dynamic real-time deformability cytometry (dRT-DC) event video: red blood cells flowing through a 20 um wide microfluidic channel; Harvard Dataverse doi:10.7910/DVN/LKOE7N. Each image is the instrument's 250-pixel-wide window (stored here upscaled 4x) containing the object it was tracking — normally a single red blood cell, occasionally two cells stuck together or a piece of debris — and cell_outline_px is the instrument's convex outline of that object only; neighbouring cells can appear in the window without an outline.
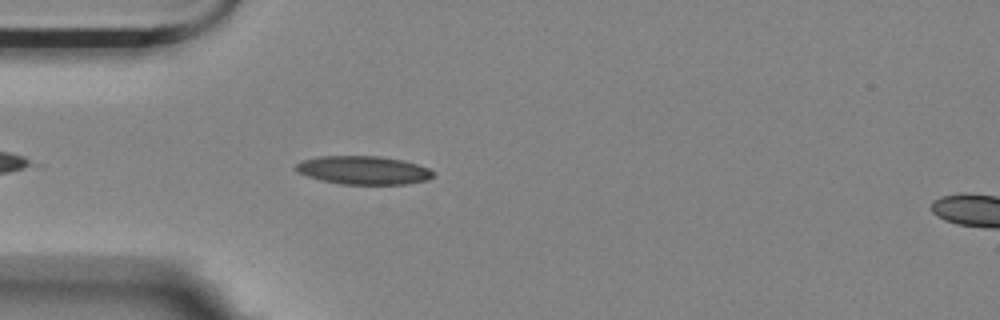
{"species": "Egyptian fruit bat (a non-hibernating species)", "species_latin": "Rousettus aegyptiacus", "temperature_condition": "room temperature", "stored_images_in_passage": 46, "camera_frame_rate_fps": 3000, "um_per_image_px": 0.085, "animal": {"sex": "female"}, "frame": {"image": 1, "passage_image": 5, "time_ms": 1.333, "image_size_px": [1000, 320], "cell_outline_px": [[436, 172], [428, 180], [408, 184], [340, 184], [320, 180], [296, 172], [296, 164], [304, 160], [320, 156], [380, 156], [400, 160], [416, 164], [428, 168]], "centroid_in_image_um": [30.9, 14.47], "position_along_channel_um": 54.1, "area_um2": 22.66}}
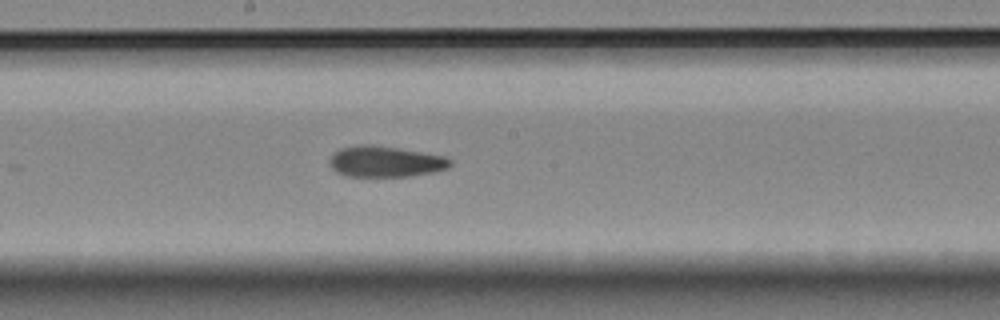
{"frame": {"image": 2, "passage_image": 19, "time_ms": 6.0, "image_size_px": [1000, 320], "cell_outline_px": [[452, 164], [448, 168], [436, 172], [412, 176], [348, 176], [336, 172], [328, 164], [328, 160], [340, 148], [364, 144], [372, 144], [444, 156], [452, 160]], "centroid_in_image_um": [32.76, 13.74], "position_along_channel_um": 215.4, "area_um2": 21.73}}
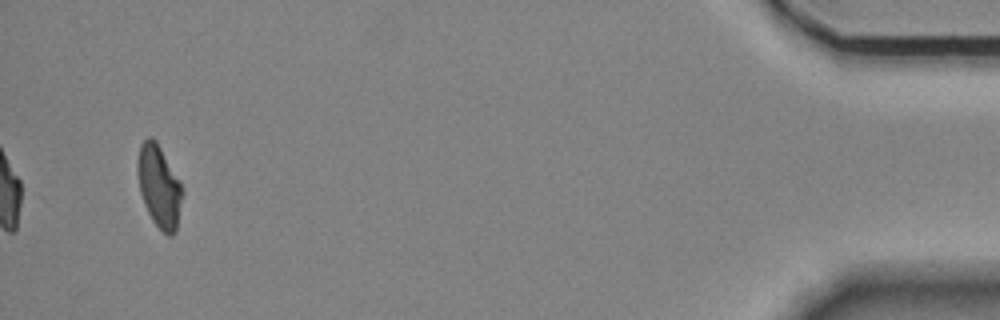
{"frame": {"image": 3, "passage_image": 43, "time_ms": 14.0, "image_size_px": [1000, 320], "cell_outline_px": [[184, 192], [176, 232], [172, 236], [168, 236], [152, 220], [148, 212], [140, 192], [136, 172], [136, 164], [140, 144], [148, 136], [152, 136], [156, 140], [180, 180]], "centroid_in_image_um": [13.53, 15.82], "position_along_channel_um": 421.7, "area_um2": 21.79}}